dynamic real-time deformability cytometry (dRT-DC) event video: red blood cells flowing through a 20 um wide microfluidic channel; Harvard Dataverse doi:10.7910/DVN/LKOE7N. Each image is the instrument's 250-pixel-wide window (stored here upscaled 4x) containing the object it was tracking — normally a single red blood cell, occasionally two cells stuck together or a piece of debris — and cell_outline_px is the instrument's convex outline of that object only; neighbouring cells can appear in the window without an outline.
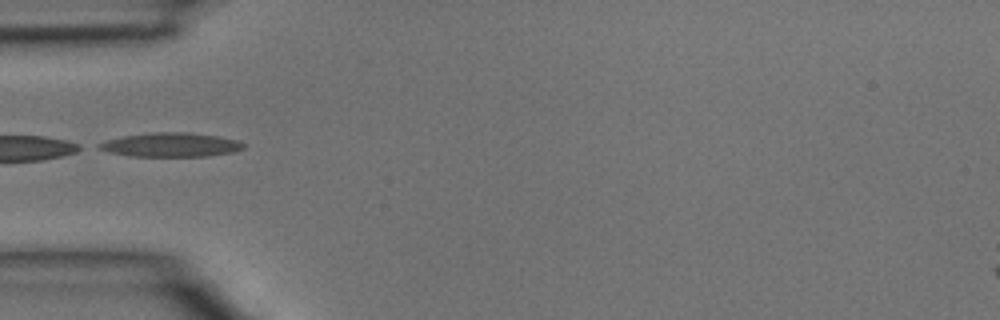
{"species": "common noctule bat (a hibernating species)", "species_latin": "Nyctalus noctula", "temperature_condition": "room temperature", "stored_images_in_passage": 1, "camera_frame_rate_fps": 3000, "um_per_image_px": 0.085, "animal": {"sex": "male", "body_mass_g": 15.6}, "frame": {"image": 1, "passage_image": 1, "time_ms": 0.0, "image_size_px": [1000, 320], "cell_outline_px": [[248, 144], [244, 148], [236, 152], [208, 156], [132, 156], [108, 152], [96, 148], [96, 144], [108, 140], [124, 136], [152, 132], [188, 132], [216, 136], [240, 140]], "centroid_in_image_um": [14.58, 12.31], "position_along_channel_um": 70.4, "area_um2": 20.46}}